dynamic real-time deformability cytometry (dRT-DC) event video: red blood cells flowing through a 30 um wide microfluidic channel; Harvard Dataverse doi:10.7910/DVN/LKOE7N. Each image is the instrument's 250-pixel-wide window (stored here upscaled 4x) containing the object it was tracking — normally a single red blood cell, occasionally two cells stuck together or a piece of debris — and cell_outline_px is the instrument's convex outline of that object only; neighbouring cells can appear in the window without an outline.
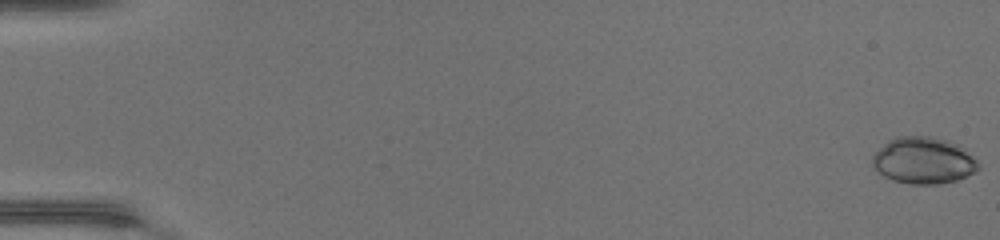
{"species": "common noctule bat (a hibernating species)", "species_latin": "Nyctalus noctula", "temperature_condition": "warm", "stored_images_in_passage": 49, "camera_frame_rate_fps": 3000, "um_per_image_px": 0.085, "animal": {"sex": "female", "body_mass_g": 17.0, "forearm_length_mm": 48.0}, "frame": {"image": 1, "passage_image": 1, "time_ms": 0.0, "image_size_px": [1000, 240], "cell_outline_px": [[980, 168], [976, 172], [956, 180], [936, 184], [908, 184], [892, 180], [884, 176], [872, 164], [872, 156], [888, 140], [896, 136], [932, 136], [948, 140], [960, 144], [980, 164]], "centroid_in_image_um": [78.52, 13.63], "position_along_channel_um": 6.5, "area_um2": 28.96}}
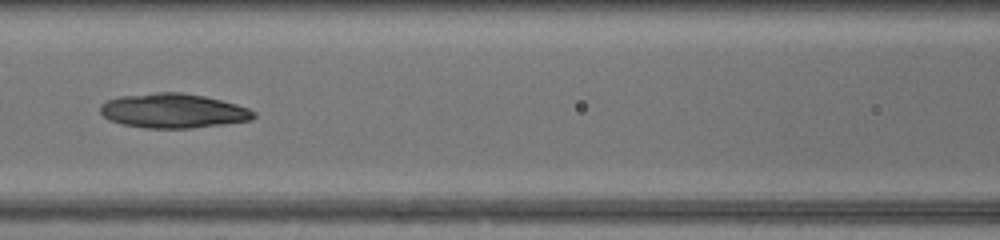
{"frame": {"image": 2, "passage_image": 24, "time_ms": 7.667, "image_size_px": [1000, 240], "cell_outline_px": [[256, 116], [252, 120], [224, 124], [192, 128], [144, 128], [124, 124], [108, 120], [100, 112], [100, 104], [108, 100], [120, 96], [156, 92], [180, 92], [204, 96], [236, 104], [248, 108], [256, 112]], "centroid_in_image_um": [14.72, 9.42], "position_along_channel_um": 151.9, "area_um2": 30.87}}
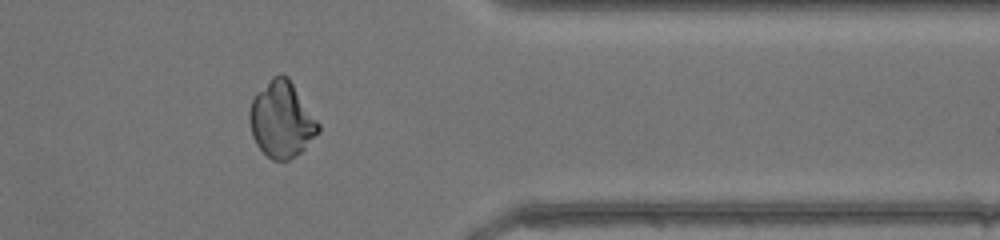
{"frame": {"image": 3, "passage_image": 41, "time_ms": 13.333, "image_size_px": [1000, 240], "cell_outline_px": [[320, 132], [296, 156], [288, 160], [272, 160], [256, 144], [252, 136], [248, 116], [248, 112], [252, 100], [256, 92], [272, 76], [280, 72], [288, 76], [320, 124]], "centroid_in_image_um": [23.92, 10.14], "position_along_channel_um": 387.5, "area_um2": 30.63}, "authors_computed_cell_mechanics": {"area_um2": 29.7092, "velocity_mm_per_s": 4.3662, "shape_relaxation_time_tau1_ms": null, "shape_relaxation_time_tau2_ms": 1.9741, "deformation_change_tau1": null, "deformation_change_tau2": 0.0501}}